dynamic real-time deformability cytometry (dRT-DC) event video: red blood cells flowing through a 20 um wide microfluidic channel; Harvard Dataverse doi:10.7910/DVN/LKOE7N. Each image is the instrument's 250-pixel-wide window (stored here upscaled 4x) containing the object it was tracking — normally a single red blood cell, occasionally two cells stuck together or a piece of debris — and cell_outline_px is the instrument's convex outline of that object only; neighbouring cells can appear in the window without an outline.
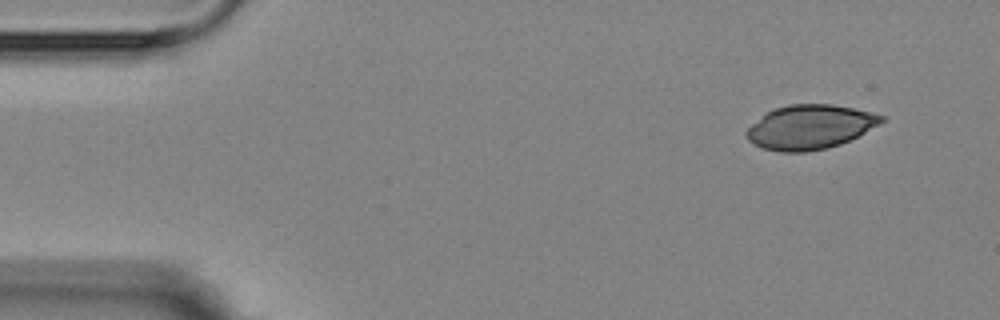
{"species": "Egyptian fruit bat (a non-hibernating species)", "species_latin": "Rousettus aegyptiacus", "temperature_condition": "room temperature", "stored_images_in_passage": 4, "camera_frame_rate_fps": 3000, "um_per_image_px": 0.085, "animal": {"sex": "female"}, "frame": {"image": 1, "passage_image": 1, "time_ms": 0.0, "image_size_px": [1000, 320], "cell_outline_px": [[884, 120], [864, 132], [840, 144], [824, 148], [804, 152], [780, 152], [764, 148], [748, 140], [744, 132], [752, 124], [768, 112], [776, 108], [788, 104], [832, 104], [852, 108], [884, 116]], "centroid_in_image_um": [68.81, 10.79], "position_along_channel_um": 16.2, "area_um2": 34.1}}